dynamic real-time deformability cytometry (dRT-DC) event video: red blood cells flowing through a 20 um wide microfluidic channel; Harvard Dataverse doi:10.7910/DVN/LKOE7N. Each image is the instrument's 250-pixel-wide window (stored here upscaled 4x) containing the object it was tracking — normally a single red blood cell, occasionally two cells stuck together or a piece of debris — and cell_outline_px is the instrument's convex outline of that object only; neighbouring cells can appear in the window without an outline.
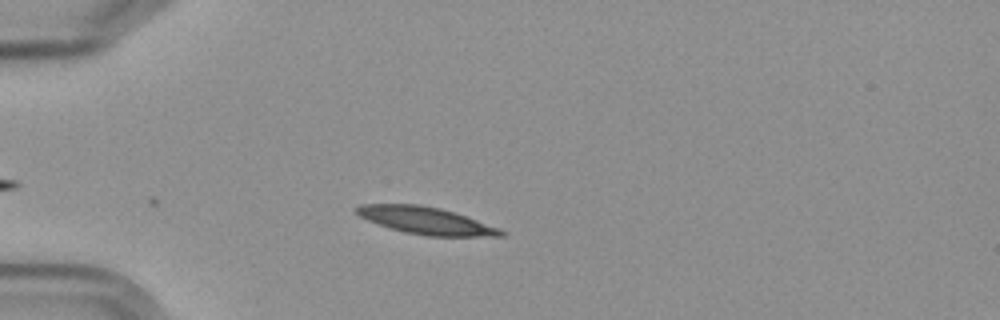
{"species": "Egyptian fruit bat (a non-hibernating species)", "species_latin": "Rousettus aegyptiacus", "temperature_condition": "cold", "stored_images_in_passage": 13, "camera_frame_rate_fps": 3000, "um_per_image_px": 0.085, "frame": {"image": 1, "passage_image": 2, "time_ms": 1.667, "image_size_px": [1000, 320], "cell_outline_px": [[508, 232], [504, 236], [424, 236], [404, 232], [388, 228], [368, 220], [360, 216], [356, 212], [356, 208], [360, 204], [420, 204], [440, 208], [500, 228]], "centroid_in_image_um": [36.21, 18.76], "position_along_channel_um": 48.8, "area_um2": 22.77}}
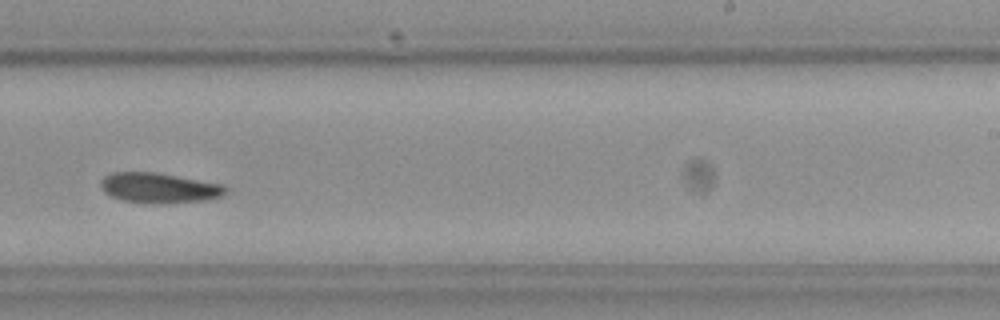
{"frame": {"image": 2, "passage_image": 8, "time_ms": 8.667, "image_size_px": [1000, 320], "cell_outline_px": [[228, 192], [224, 196], [212, 200], [160, 204], [144, 204], [124, 200], [112, 196], [104, 192], [100, 184], [100, 180], [104, 176], [112, 172], [156, 172], [224, 184], [228, 188]], "centroid_in_image_um": [13.59, 15.98], "position_along_channel_um": 275.4, "area_um2": 22.54}}
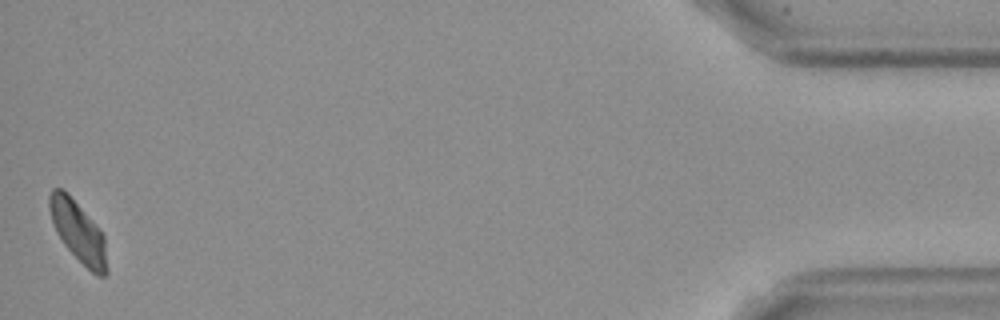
{"frame": {"image": 3, "passage_image": 13, "time_ms": 15.333, "image_size_px": [1000, 320], "cell_outline_px": [[108, 272], [104, 276], [96, 276], [64, 244], [56, 232], [48, 208], [48, 196], [52, 188], [60, 188], [80, 208], [104, 236], [108, 268]], "centroid_in_image_um": [6.64, 19.73], "position_along_channel_um": 428.6, "area_um2": 19.65}, "authors_computed_cell_mechanics": {"area_um2": 21.1548, "velocity_mm_per_s": 3.5575, "shape_relaxation_time_tau1_ms": 6.7558, "shape_relaxation_time_tau2_ms": null, "deformation_change_tau1": 0.1612, "deformation_change_tau2": null}}